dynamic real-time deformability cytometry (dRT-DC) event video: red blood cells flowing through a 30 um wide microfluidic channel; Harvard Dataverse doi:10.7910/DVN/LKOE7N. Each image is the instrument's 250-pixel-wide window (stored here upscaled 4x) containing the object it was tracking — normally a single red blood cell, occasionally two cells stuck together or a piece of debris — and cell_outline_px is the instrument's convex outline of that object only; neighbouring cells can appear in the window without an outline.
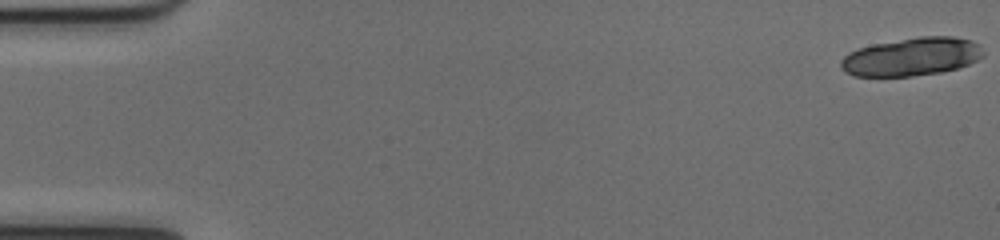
{"species": "common noctule bat (a hibernating species)", "species_latin": "Nyctalus noctula", "temperature_condition": "cold", "stored_images_in_passage": 19, "camera_frame_rate_fps": 3000, "um_per_image_px": 0.085, "animal": {"sex": "female", "body_mass_g": 17.0, "forearm_length_mm": 48.0}, "frame": {"image": 1, "passage_image": 1, "time_ms": 0.0, "image_size_px": [1000, 240], "cell_outline_px": [[984, 56], [968, 64], [956, 68], [940, 72], [912, 76], [856, 76], [844, 72], [840, 68], [840, 60], [848, 52], [872, 44], [920, 36], [952, 36], [972, 40], [980, 44], [984, 52]], "centroid_in_image_um": [77.49, 4.81], "position_along_channel_um": 7.5, "area_um2": 31.85}}